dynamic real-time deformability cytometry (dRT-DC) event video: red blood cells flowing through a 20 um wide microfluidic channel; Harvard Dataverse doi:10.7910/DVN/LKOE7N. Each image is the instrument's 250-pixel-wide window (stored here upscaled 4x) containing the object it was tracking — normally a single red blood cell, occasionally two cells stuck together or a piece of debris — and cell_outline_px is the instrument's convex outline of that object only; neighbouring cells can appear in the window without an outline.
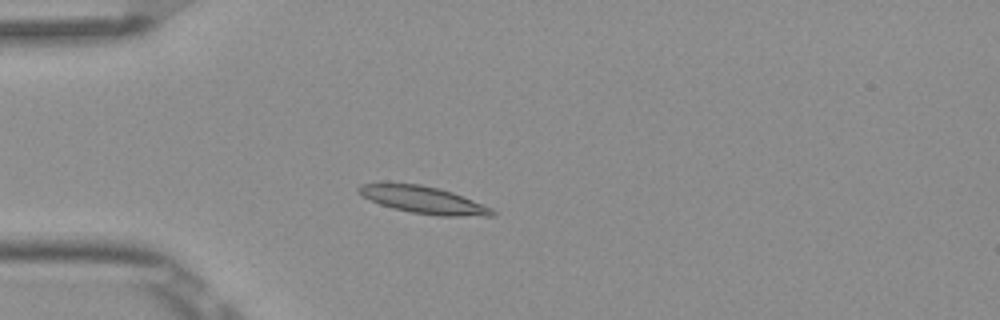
{"species": "Egyptian fruit bat (a non-hibernating species)", "species_latin": "Rousettus aegyptiacus", "temperature_condition": "room temperature", "stored_images_in_passage": 3, "camera_frame_rate_fps": 3000, "um_per_image_px": 0.085, "frame": {"image": 1, "passage_image": 2, "time_ms": 0.333, "image_size_px": [1000, 320], "cell_outline_px": [[496, 216], [440, 216], [412, 212], [392, 208], [380, 204], [356, 192], [356, 188], [360, 184], [420, 184], [440, 188], [452, 192], [492, 208], [496, 212]], "centroid_in_image_um": [36.03, 17.0], "position_along_channel_um": 49.0, "area_um2": 20.87}}